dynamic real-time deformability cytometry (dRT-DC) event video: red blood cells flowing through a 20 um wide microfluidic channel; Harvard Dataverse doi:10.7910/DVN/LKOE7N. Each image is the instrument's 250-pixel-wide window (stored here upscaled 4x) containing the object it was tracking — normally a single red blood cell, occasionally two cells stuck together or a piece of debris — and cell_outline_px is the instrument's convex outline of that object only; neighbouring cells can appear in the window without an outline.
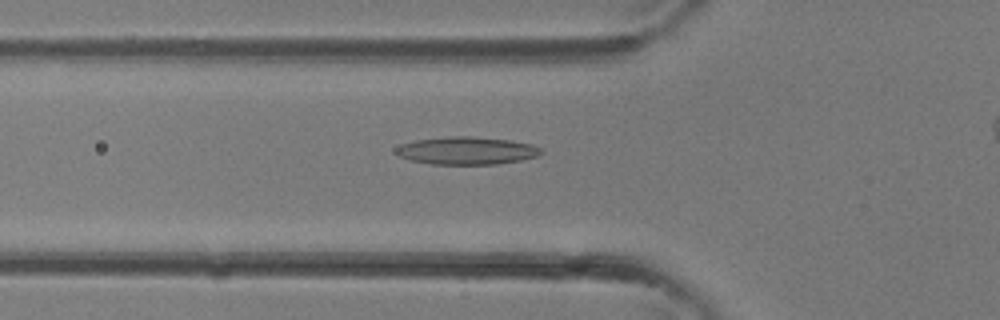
{"species": "common noctule bat (a hibernating species)", "species_latin": "Nyctalus noctula", "temperature_condition": "room temperature", "stored_images_in_passage": 32, "camera_frame_rate_fps": 3000, "um_per_image_px": 0.085, "animal": {"sex": "female"}, "frame": {"image": 1, "passage_image": 13, "time_ms": 4.0, "image_size_px": [1000, 320], "cell_outline_px": [[544, 152], [536, 156], [520, 160], [496, 164], [432, 164], [408, 160], [400, 156], [396, 152], [396, 148], [400, 144], [416, 140], [448, 136], [472, 136], [508, 140], [532, 144], [544, 148]], "centroid_in_image_um": [39.68, 12.8], "position_along_channel_um": 86.1, "area_um2": 23.47}}
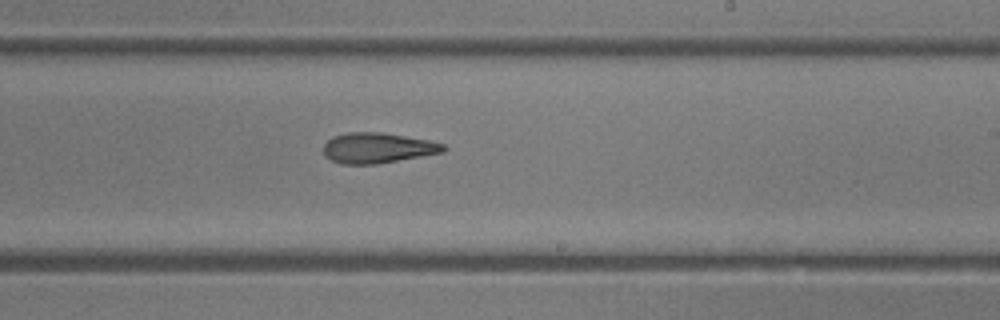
{"frame": {"image": 2, "passage_image": 22, "time_ms": 7.0, "image_size_px": [1000, 320], "cell_outline_px": [[448, 148], [444, 152], [376, 164], [340, 164], [324, 156], [324, 144], [332, 136], [348, 132], [380, 132], [428, 140], [444, 144]], "centroid_in_image_um": [32.08, 12.57], "position_along_channel_um": 256.9, "area_um2": 21.21}}
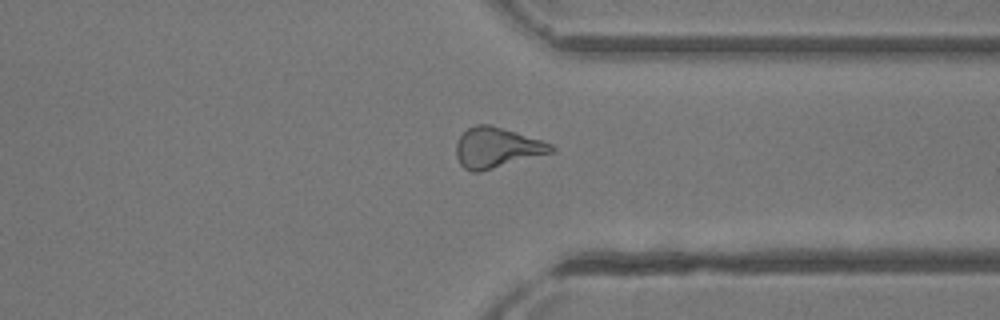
{"frame": {"image": 3, "passage_image": 28, "time_ms": 9.0, "image_size_px": [1000, 320], "cell_outline_px": [[556, 148], [552, 152], [480, 172], [472, 172], [464, 168], [460, 164], [456, 156], [456, 144], [460, 136], [468, 128], [476, 124], [492, 124], [552, 144]], "centroid_in_image_um": [42.19, 12.55], "position_along_channel_um": 369.2, "area_um2": 22.2}}